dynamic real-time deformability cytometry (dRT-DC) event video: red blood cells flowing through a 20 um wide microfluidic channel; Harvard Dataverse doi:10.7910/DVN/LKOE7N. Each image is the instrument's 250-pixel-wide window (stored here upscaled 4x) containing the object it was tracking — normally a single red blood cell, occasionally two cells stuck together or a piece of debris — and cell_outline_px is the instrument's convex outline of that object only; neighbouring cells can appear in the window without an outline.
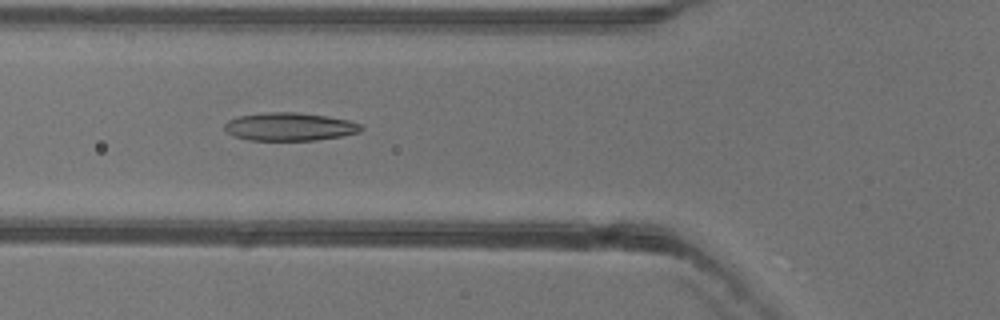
{"species": "common noctule bat (a hibernating species)", "species_latin": "Nyctalus noctula", "temperature_condition": "warm", "stored_images_in_passage": 38, "camera_frame_rate_fps": 3000, "um_per_image_px": 0.085, "animal": {"sex": "female"}, "frame": {"image": 1, "passage_image": 19, "time_ms": 6.0, "image_size_px": [1000, 320], "cell_outline_px": [[364, 128], [360, 132], [344, 136], [316, 140], [248, 140], [232, 136], [224, 128], [224, 124], [228, 120], [236, 116], [268, 112], [296, 112], [328, 116], [348, 120], [360, 124]], "centroid_in_image_um": [24.61, 10.77], "position_along_channel_um": 101.2, "area_um2": 22.54}}
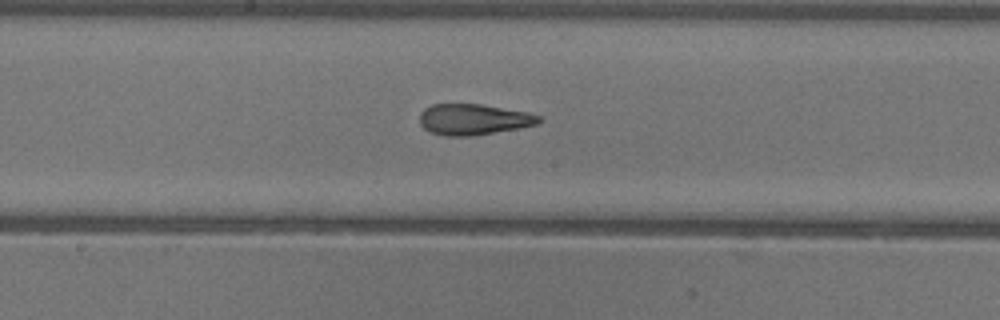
{"frame": {"image": 2, "passage_image": 27, "time_ms": 8.667, "image_size_px": [1000, 320], "cell_outline_px": [[540, 120], [536, 124], [516, 128], [472, 136], [444, 136], [428, 132], [420, 124], [420, 112], [424, 108], [432, 104], [480, 104], [528, 112], [540, 116]], "centroid_in_image_um": [40.18, 10.15], "position_along_channel_um": 208.0, "area_um2": 21.39}}
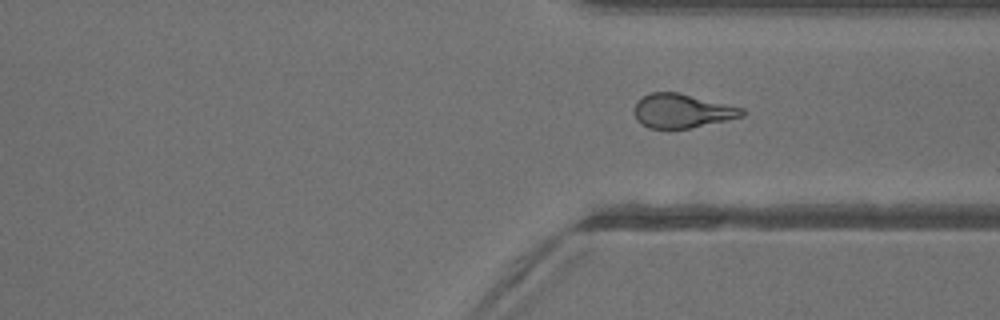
{"frame": {"image": 3, "passage_image": 38, "time_ms": 12.333, "image_size_px": [1000, 320], "cell_outline_px": [[744, 116], [688, 128], [648, 128], [640, 124], [636, 120], [632, 112], [632, 108], [636, 100], [648, 92], [680, 92], [744, 108]], "centroid_in_image_um": [57.89, 9.4], "position_along_channel_um": 353.5, "area_um2": 21.68}}